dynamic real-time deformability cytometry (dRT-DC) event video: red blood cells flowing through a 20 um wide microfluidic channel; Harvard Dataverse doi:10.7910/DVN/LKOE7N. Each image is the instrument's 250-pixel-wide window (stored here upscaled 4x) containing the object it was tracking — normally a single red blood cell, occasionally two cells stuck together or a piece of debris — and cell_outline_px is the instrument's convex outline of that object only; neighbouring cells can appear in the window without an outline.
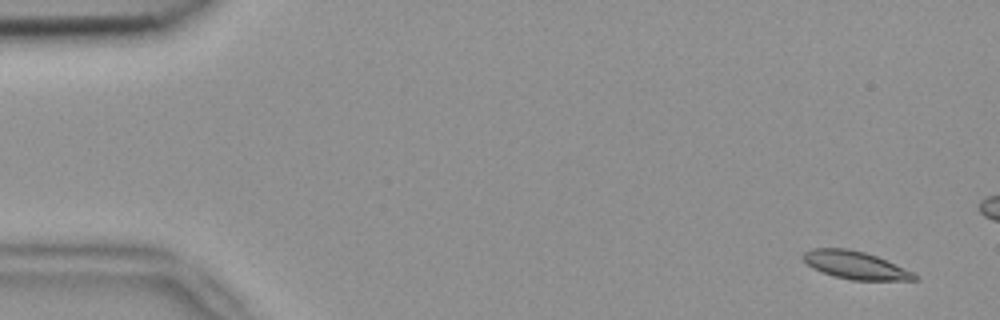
{"species": "common noctule bat (a hibernating species)", "species_latin": "Nyctalus noctula", "temperature_condition": "room temperature", "stored_images_in_passage": 4, "camera_frame_rate_fps": 3000, "um_per_image_px": 0.085, "animal": {"sex": "female", "body_mass_g": 18.4}, "frame": {"image": 1, "passage_image": 1, "time_ms": 0.0, "image_size_px": [1000, 320], "cell_outline_px": [[920, 280], [852, 280], [836, 276], [812, 268], [800, 256], [804, 252], [812, 248], [848, 248], [864, 252], [876, 256], [912, 272], [920, 276]], "centroid_in_image_um": [72.7, 22.53], "position_along_channel_um": 12.3, "area_um2": 17.86}}